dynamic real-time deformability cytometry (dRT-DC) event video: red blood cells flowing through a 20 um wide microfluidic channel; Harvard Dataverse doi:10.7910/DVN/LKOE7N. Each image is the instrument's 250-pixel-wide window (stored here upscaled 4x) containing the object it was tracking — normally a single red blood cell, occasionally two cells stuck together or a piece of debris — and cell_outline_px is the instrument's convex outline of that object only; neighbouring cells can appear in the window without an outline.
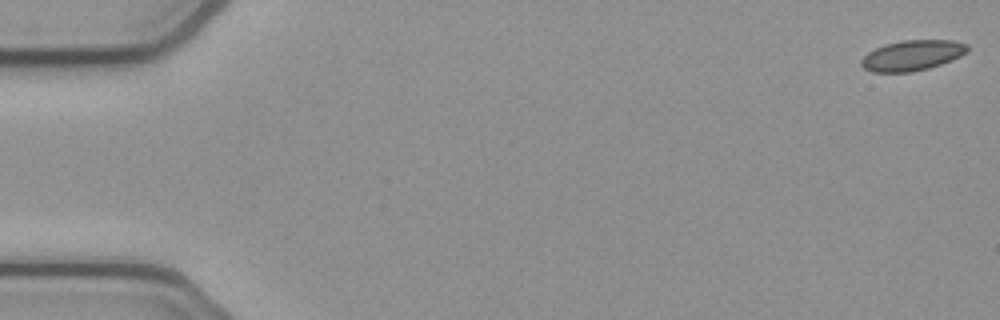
{"species": "common noctule bat (a hibernating species)", "species_latin": "Nyctalus noctula", "temperature_condition": "cold", "stored_images_in_passage": 53, "camera_frame_rate_fps": 3000, "um_per_image_px": 0.085, "animal": {"sex": "female", "body_mass_g": 21.9}, "frame": {"image": 1, "passage_image": 1, "time_ms": 0.0, "image_size_px": [1000, 320], "cell_outline_px": [[968, 52], [960, 56], [940, 64], [928, 68], [912, 72], [872, 72], [864, 68], [860, 64], [860, 60], [868, 52], [884, 44], [904, 40], [952, 40], [968, 44]], "centroid_in_image_um": [77.53, 4.7], "position_along_channel_um": 7.5, "area_um2": 18.79}}
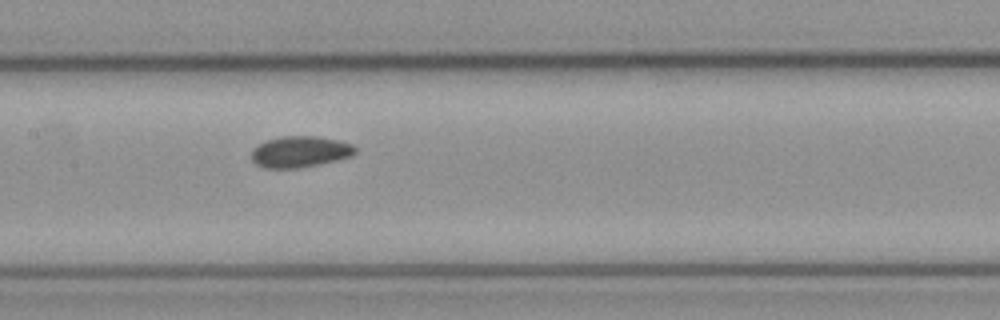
{"frame": {"image": 2, "passage_image": 26, "time_ms": 8.333, "image_size_px": [1000, 320], "cell_outline_px": [[356, 152], [352, 156], [336, 160], [296, 168], [264, 168], [256, 164], [252, 160], [252, 152], [260, 144], [268, 140], [284, 136], [316, 136], [336, 140], [352, 144], [356, 148]], "centroid_in_image_um": [25.52, 12.9], "position_along_channel_um": 181.9, "area_um2": 18.5}}
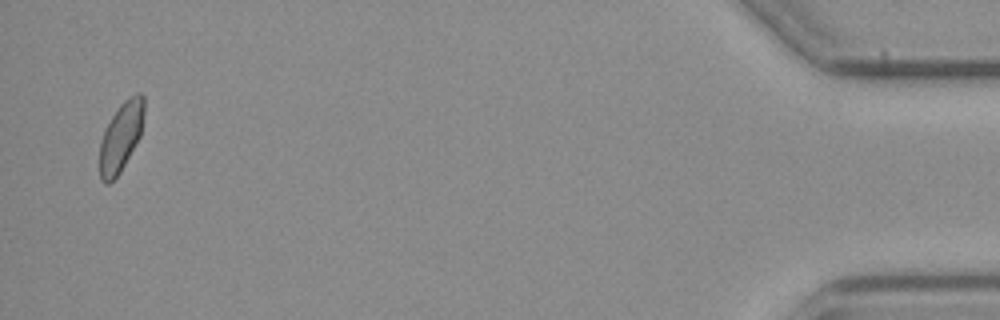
{"frame": {"image": 3, "passage_image": 52, "time_ms": 17.0, "image_size_px": [1000, 320], "cell_outline_px": [[144, 112], [140, 136], [120, 172], [108, 184], [104, 184], [100, 180], [100, 144], [104, 132], [112, 116], [120, 104], [124, 100], [136, 92], [140, 92], [144, 96]], "centroid_in_image_um": [10.29, 11.61], "position_along_channel_um": 424.9, "area_um2": 17.69}, "authors_computed_cell_mechanics": {"area_um2": 18.4382, "velocity_mm_per_s": 3.8519, "shape_relaxation_time_tau1_ms": null, "shape_relaxation_time_tau2_ms": 10.9445, "deformation_change_tau1": null, "deformation_change_tau2": 0.1068}}